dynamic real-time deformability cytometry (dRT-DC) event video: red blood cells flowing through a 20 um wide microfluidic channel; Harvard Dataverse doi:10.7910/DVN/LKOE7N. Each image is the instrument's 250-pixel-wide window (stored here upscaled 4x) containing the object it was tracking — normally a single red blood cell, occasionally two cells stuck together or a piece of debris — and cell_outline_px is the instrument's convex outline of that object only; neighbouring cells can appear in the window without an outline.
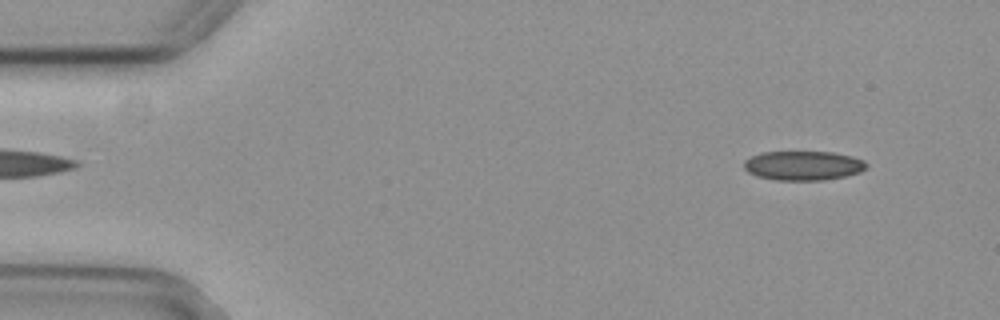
{"species": "common noctule bat (a hibernating species)", "species_latin": "Nyctalus noctula", "temperature_condition": "cold", "stored_images_in_passage": 14, "camera_frame_rate_fps": 3000, "um_per_image_px": 0.085, "animal": {"sex": "female", "body_mass_g": 29.2, "forearm_length_mm": 56.3}, "frame": {"image": 1, "passage_image": 3, "time_ms": 0.667, "image_size_px": [1000, 320], "cell_outline_px": [[868, 164], [860, 172], [844, 176], [820, 180], [776, 180], [756, 176], [748, 172], [744, 168], [744, 160], [760, 152], [832, 152], [852, 156], [864, 160]], "centroid_in_image_um": [68.25, 14.07], "position_along_channel_um": 16.8, "area_um2": 20.87}}
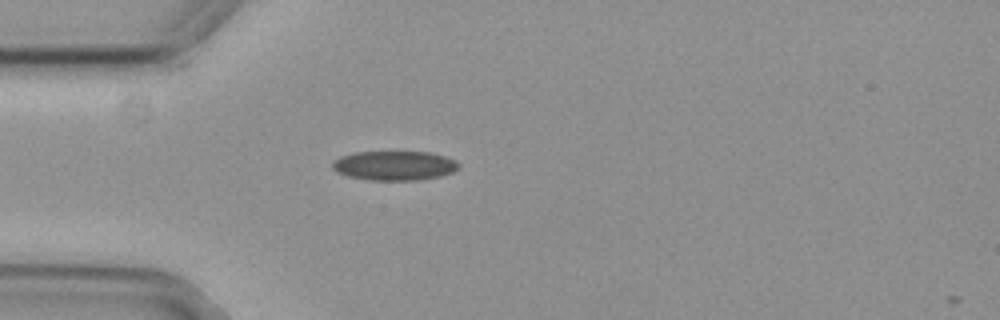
{"frame": {"image": 2, "passage_image": 13, "time_ms": 4.0, "image_size_px": [1000, 320], "cell_outline_px": [[460, 164], [452, 172], [440, 176], [416, 180], [372, 180], [348, 176], [336, 172], [332, 168], [332, 160], [340, 156], [356, 152], [428, 152], [444, 156], [456, 160]], "centroid_in_image_um": [33.49, 14.07], "position_along_channel_um": 51.5, "area_um2": 21.56}}